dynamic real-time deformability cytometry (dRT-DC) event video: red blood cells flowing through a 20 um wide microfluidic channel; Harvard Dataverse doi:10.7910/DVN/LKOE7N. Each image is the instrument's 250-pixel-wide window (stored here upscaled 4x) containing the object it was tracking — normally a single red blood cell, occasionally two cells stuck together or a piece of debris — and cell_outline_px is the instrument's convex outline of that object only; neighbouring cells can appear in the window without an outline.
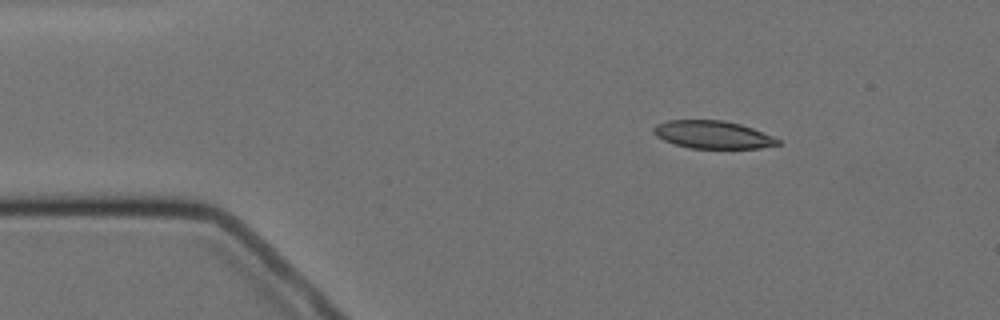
{"species": "Egyptian fruit bat (a non-hibernating species)", "species_latin": "Rousettus aegyptiacus", "temperature_condition": "cold", "stored_images_in_passage": 3, "camera_frame_rate_fps": 3000, "um_per_image_px": 0.085, "animal": {"sex": "female"}, "frame": {"image": 1, "passage_image": 1, "time_ms": 0.0, "image_size_px": [1000, 320], "cell_outline_px": [[780, 144], [760, 148], [688, 148], [664, 140], [656, 136], [652, 132], [652, 128], [656, 124], [668, 120], [724, 120], [740, 124], [752, 128], [772, 136], [780, 140]], "centroid_in_image_um": [60.55, 11.44], "position_along_channel_um": 24.4, "area_um2": 20.06}}